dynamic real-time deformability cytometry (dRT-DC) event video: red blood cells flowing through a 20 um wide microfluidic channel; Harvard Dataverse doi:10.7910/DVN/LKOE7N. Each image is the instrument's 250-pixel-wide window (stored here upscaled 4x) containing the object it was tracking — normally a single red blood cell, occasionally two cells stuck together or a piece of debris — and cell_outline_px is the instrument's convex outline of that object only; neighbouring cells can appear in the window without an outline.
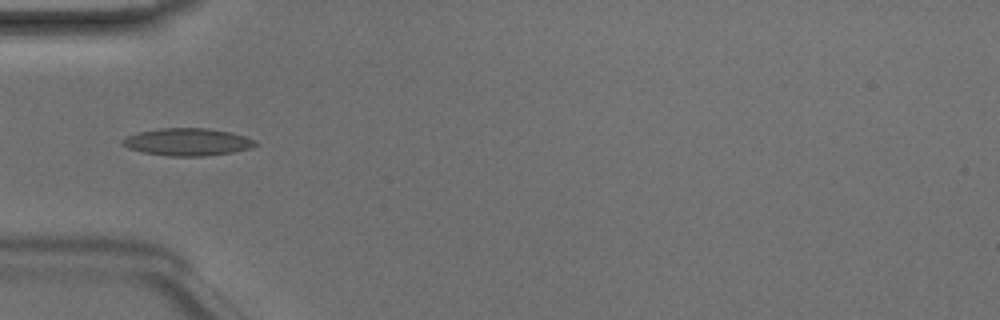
{"species": "Egyptian fruit bat (a non-hibernating species)", "species_latin": "Rousettus aegyptiacus", "temperature_condition": "room temperature", "stored_images_in_passage": 33, "camera_frame_rate_fps": 3000, "um_per_image_px": 0.085, "animal": {"sex": "male"}, "frame": {"image": 1, "passage_image": 1, "time_ms": 0.0, "image_size_px": [1000, 320], "cell_outline_px": [[260, 144], [248, 148], [232, 152], [204, 156], [168, 156], [144, 152], [128, 148], [120, 144], [120, 140], [128, 136], [140, 132], [160, 128], [208, 128], [232, 132], [256, 140]], "centroid_in_image_um": [15.94, 12.06], "position_along_channel_um": 69.1, "area_um2": 21.21}}
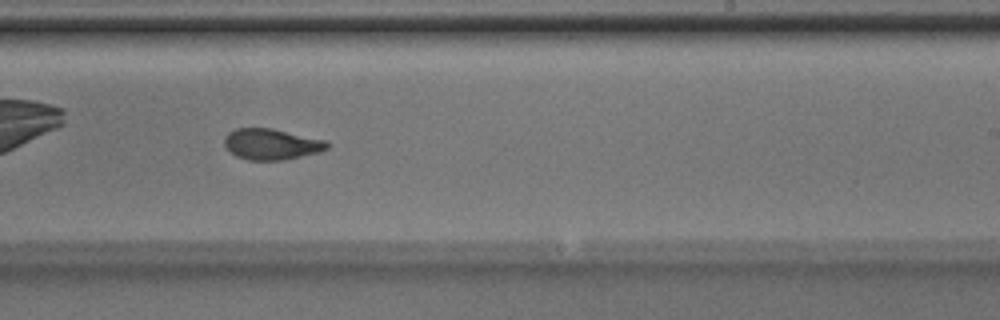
{"frame": {"image": 2, "passage_image": 15, "time_ms": 4.667, "image_size_px": [1000, 320], "cell_outline_px": [[332, 144], [328, 148], [316, 152], [284, 160], [248, 160], [236, 156], [224, 144], [224, 136], [228, 132], [236, 128], [272, 128], [324, 140]], "centroid_in_image_um": [23.05, 12.25], "position_along_channel_um": 266.0, "area_um2": 18.38}}
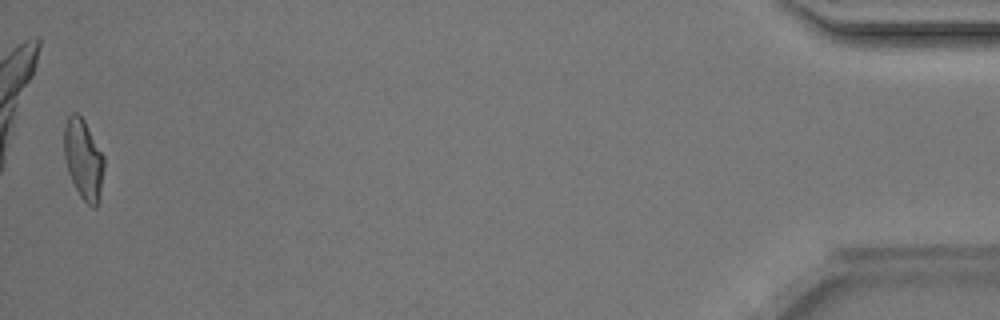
{"frame": {"image": 3, "passage_image": 33, "time_ms": 10.667, "image_size_px": [1000, 320], "cell_outline_px": [[104, 168], [100, 200], [96, 208], [92, 208], [80, 196], [68, 172], [64, 156], [64, 128], [68, 116], [72, 112], [76, 112], [84, 120], [104, 156]], "centroid_in_image_um": [7.1, 13.56], "position_along_channel_um": 428.1, "area_um2": 18.73}, "authors_computed_cell_mechanics": {"area_um2": 18.7272, "velocity_mm_per_s": 4.2144, "shape_relaxation_time_tau1_ms": 6.4544, "shape_relaxation_time_tau2_ms": 1.165, "deformation_change_tau1": 0.1914, "deformation_change_tau2": 0.0708}}